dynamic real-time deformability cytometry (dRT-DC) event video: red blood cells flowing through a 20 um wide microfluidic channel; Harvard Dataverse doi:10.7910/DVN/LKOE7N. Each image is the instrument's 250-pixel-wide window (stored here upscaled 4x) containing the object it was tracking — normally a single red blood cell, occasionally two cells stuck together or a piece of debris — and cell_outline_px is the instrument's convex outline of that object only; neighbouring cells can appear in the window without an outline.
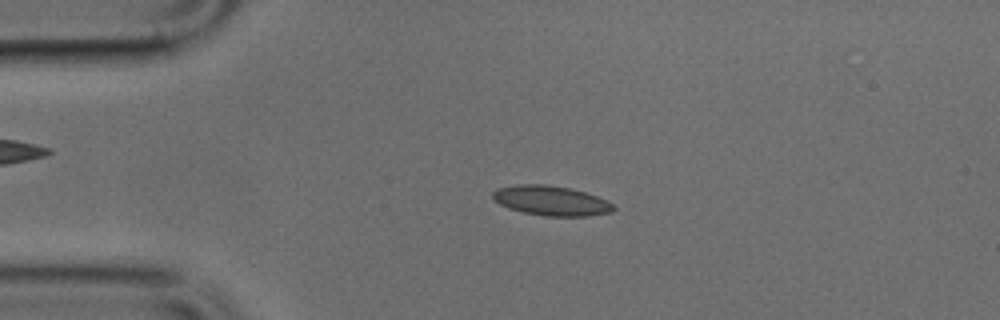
{"species": "common noctule bat (a hibernating species)", "species_latin": "Nyctalus noctula", "temperature_condition": "cold", "stored_images_in_passage": 49, "camera_frame_rate_fps": 3000, "um_per_image_px": 0.085, "animal": {"sex": "male", "body_mass_g": 17.9, "forearm_length_mm": 54.2}, "frame": {"image": 1, "passage_image": 10, "time_ms": 3.0, "image_size_px": [1000, 320], "cell_outline_px": [[616, 208], [612, 212], [588, 216], [544, 216], [524, 212], [508, 208], [500, 204], [492, 196], [492, 192], [496, 188], [516, 184], [544, 184], [568, 188], [584, 192], [608, 200]], "centroid_in_image_um": [46.84, 17.06], "position_along_channel_um": 38.2, "area_um2": 20.92}}
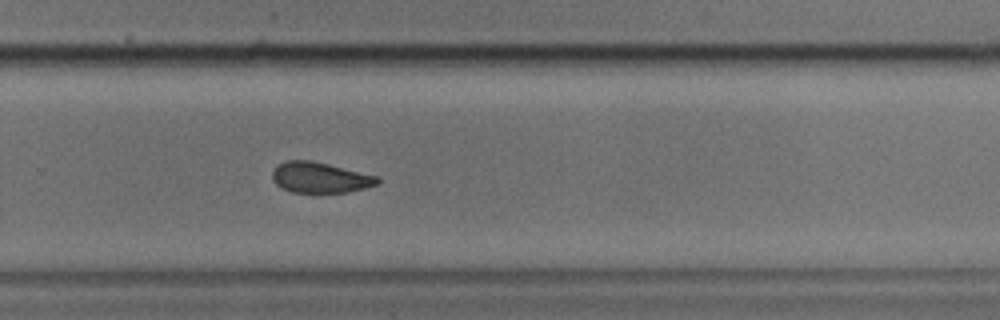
{"frame": {"image": 2, "passage_image": 32, "time_ms": 10.333, "image_size_px": [1000, 320], "cell_outline_px": [[380, 180], [376, 184], [364, 188], [348, 192], [292, 192], [276, 184], [272, 180], [272, 172], [276, 164], [288, 160], [308, 160], [328, 164], [380, 176]], "centroid_in_image_um": [27.2, 15.08], "position_along_channel_um": 302.6, "area_um2": 18.73}}
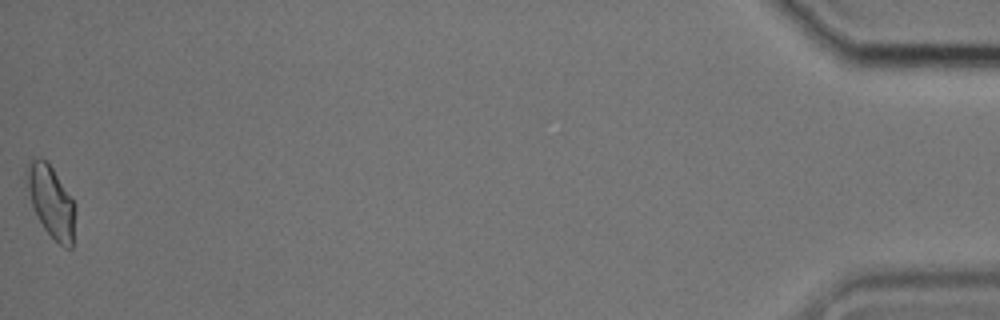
{"frame": {"image": 3, "passage_image": 49, "time_ms": 16.0, "image_size_px": [1000, 320], "cell_outline_px": [[76, 212], [72, 248], [64, 248], [44, 228], [32, 204], [24, 184], [24, 172], [28, 160], [32, 156], [40, 156], [48, 160], [76, 204]], "centroid_in_image_um": [4.31, 17.02], "position_along_channel_um": 430.9, "area_um2": 20.98}}